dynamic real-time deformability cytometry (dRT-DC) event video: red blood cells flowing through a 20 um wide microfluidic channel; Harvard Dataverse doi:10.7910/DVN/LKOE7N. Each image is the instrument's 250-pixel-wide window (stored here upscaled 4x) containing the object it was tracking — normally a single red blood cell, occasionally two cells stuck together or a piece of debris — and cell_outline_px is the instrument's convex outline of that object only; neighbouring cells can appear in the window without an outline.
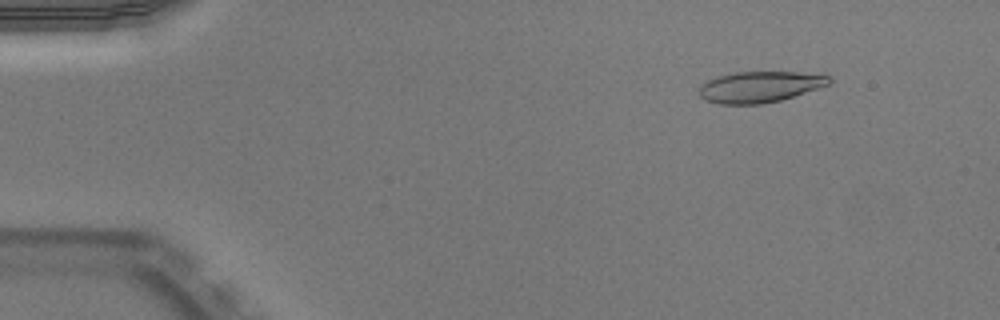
{"species": "Egyptian fruit bat (a non-hibernating species)", "species_latin": "Rousettus aegyptiacus", "temperature_condition": "warm", "stored_images_in_passage": 48, "camera_frame_rate_fps": 3000, "um_per_image_px": 0.085, "animal": {"sex": "male"}, "frame": {"image": 1, "passage_image": 3, "time_ms": 0.667, "image_size_px": [1000, 320], "cell_outline_px": [[832, 84], [780, 100], [760, 104], [720, 104], [708, 100], [700, 96], [700, 84], [708, 80], [720, 76], [736, 72], [796, 72], [832, 76]], "centroid_in_image_um": [64.63, 7.38], "position_along_channel_um": 20.4, "area_um2": 23.35}}
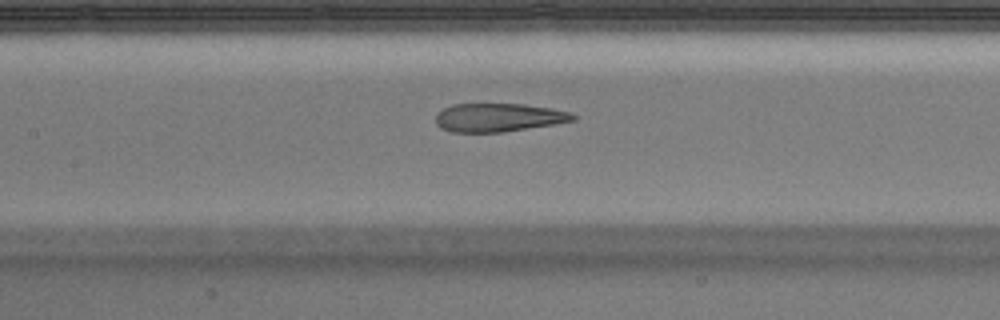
{"frame": {"image": 2, "passage_image": 21, "time_ms": 6.667, "image_size_px": [1000, 320], "cell_outline_px": [[576, 120], [504, 132], [452, 132], [440, 128], [436, 124], [436, 116], [444, 108], [452, 104], [524, 104], [552, 108], [572, 112], [576, 116]], "centroid_in_image_um": [42.38, 9.98], "position_along_channel_um": 165.0, "area_um2": 22.72}}
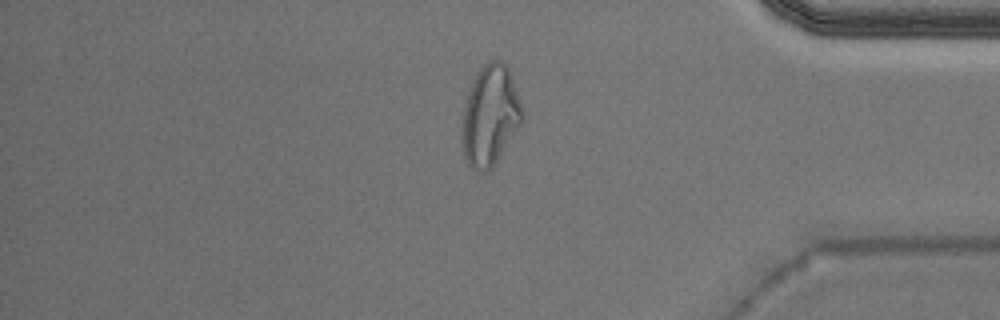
{"frame": {"image": 3, "passage_image": 40, "time_ms": 13.0, "image_size_px": [1000, 320], "cell_outline_px": [[524, 120], [492, 168], [488, 172], [476, 172], [468, 164], [464, 156], [460, 136], [464, 108], [468, 92], [472, 80], [476, 72], [488, 60], [500, 60], [508, 64], [524, 112]], "centroid_in_image_um": [41.66, 9.82], "position_along_channel_um": 393.5, "area_um2": 35.89}, "authors_computed_cell_mechanics": {"area_um2": 24.9407, "velocity_mm_per_s": 3.9723, "shape_relaxation_time_tau1_ms": null, "shape_relaxation_time_tau2_ms": 1.5839, "deformation_change_tau1": null, "deformation_change_tau2": 0.1015}}